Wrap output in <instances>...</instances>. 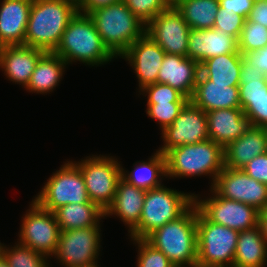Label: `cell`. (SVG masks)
<instances>
[{"label": "cell", "mask_w": 267, "mask_h": 267, "mask_svg": "<svg viewBox=\"0 0 267 267\" xmlns=\"http://www.w3.org/2000/svg\"><path fill=\"white\" fill-rule=\"evenodd\" d=\"M239 97H258L267 93L266 74L243 58L241 62Z\"/></svg>", "instance_id": "cell-32"}, {"label": "cell", "mask_w": 267, "mask_h": 267, "mask_svg": "<svg viewBox=\"0 0 267 267\" xmlns=\"http://www.w3.org/2000/svg\"><path fill=\"white\" fill-rule=\"evenodd\" d=\"M262 236L267 242V203L259 210V223H258Z\"/></svg>", "instance_id": "cell-45"}, {"label": "cell", "mask_w": 267, "mask_h": 267, "mask_svg": "<svg viewBox=\"0 0 267 267\" xmlns=\"http://www.w3.org/2000/svg\"><path fill=\"white\" fill-rule=\"evenodd\" d=\"M189 100L204 112L226 108H241L238 86L215 84L201 72Z\"/></svg>", "instance_id": "cell-23"}, {"label": "cell", "mask_w": 267, "mask_h": 267, "mask_svg": "<svg viewBox=\"0 0 267 267\" xmlns=\"http://www.w3.org/2000/svg\"><path fill=\"white\" fill-rule=\"evenodd\" d=\"M267 242L258 226L239 232L233 267H265Z\"/></svg>", "instance_id": "cell-26"}, {"label": "cell", "mask_w": 267, "mask_h": 267, "mask_svg": "<svg viewBox=\"0 0 267 267\" xmlns=\"http://www.w3.org/2000/svg\"><path fill=\"white\" fill-rule=\"evenodd\" d=\"M175 267H197V266H175Z\"/></svg>", "instance_id": "cell-50"}, {"label": "cell", "mask_w": 267, "mask_h": 267, "mask_svg": "<svg viewBox=\"0 0 267 267\" xmlns=\"http://www.w3.org/2000/svg\"><path fill=\"white\" fill-rule=\"evenodd\" d=\"M45 183L42 190L34 197L45 210L54 212L69 203H92L81 171L73 161H66Z\"/></svg>", "instance_id": "cell-9"}, {"label": "cell", "mask_w": 267, "mask_h": 267, "mask_svg": "<svg viewBox=\"0 0 267 267\" xmlns=\"http://www.w3.org/2000/svg\"><path fill=\"white\" fill-rule=\"evenodd\" d=\"M265 46H267V27L246 19L238 39L239 52L244 54Z\"/></svg>", "instance_id": "cell-33"}, {"label": "cell", "mask_w": 267, "mask_h": 267, "mask_svg": "<svg viewBox=\"0 0 267 267\" xmlns=\"http://www.w3.org/2000/svg\"><path fill=\"white\" fill-rule=\"evenodd\" d=\"M33 0H1L0 41L4 46L24 45Z\"/></svg>", "instance_id": "cell-21"}, {"label": "cell", "mask_w": 267, "mask_h": 267, "mask_svg": "<svg viewBox=\"0 0 267 267\" xmlns=\"http://www.w3.org/2000/svg\"><path fill=\"white\" fill-rule=\"evenodd\" d=\"M239 231L209 221L197 208V267H233Z\"/></svg>", "instance_id": "cell-7"}, {"label": "cell", "mask_w": 267, "mask_h": 267, "mask_svg": "<svg viewBox=\"0 0 267 267\" xmlns=\"http://www.w3.org/2000/svg\"><path fill=\"white\" fill-rule=\"evenodd\" d=\"M61 231L100 226L105 212L95 203H69L54 212Z\"/></svg>", "instance_id": "cell-28"}, {"label": "cell", "mask_w": 267, "mask_h": 267, "mask_svg": "<svg viewBox=\"0 0 267 267\" xmlns=\"http://www.w3.org/2000/svg\"><path fill=\"white\" fill-rule=\"evenodd\" d=\"M135 16L146 26L172 5L171 0H122Z\"/></svg>", "instance_id": "cell-34"}, {"label": "cell", "mask_w": 267, "mask_h": 267, "mask_svg": "<svg viewBox=\"0 0 267 267\" xmlns=\"http://www.w3.org/2000/svg\"><path fill=\"white\" fill-rule=\"evenodd\" d=\"M165 54V51L145 33L120 56L134 69L139 82V91L157 83L158 72Z\"/></svg>", "instance_id": "cell-16"}, {"label": "cell", "mask_w": 267, "mask_h": 267, "mask_svg": "<svg viewBox=\"0 0 267 267\" xmlns=\"http://www.w3.org/2000/svg\"><path fill=\"white\" fill-rule=\"evenodd\" d=\"M266 152L265 128L251 125L242 136L224 148V164L227 168L242 169L254 157Z\"/></svg>", "instance_id": "cell-24"}, {"label": "cell", "mask_w": 267, "mask_h": 267, "mask_svg": "<svg viewBox=\"0 0 267 267\" xmlns=\"http://www.w3.org/2000/svg\"><path fill=\"white\" fill-rule=\"evenodd\" d=\"M190 29H212L219 10V0H174Z\"/></svg>", "instance_id": "cell-30"}, {"label": "cell", "mask_w": 267, "mask_h": 267, "mask_svg": "<svg viewBox=\"0 0 267 267\" xmlns=\"http://www.w3.org/2000/svg\"><path fill=\"white\" fill-rule=\"evenodd\" d=\"M73 162L81 171L90 201L105 212L114 201L122 165L117 158L103 155Z\"/></svg>", "instance_id": "cell-8"}, {"label": "cell", "mask_w": 267, "mask_h": 267, "mask_svg": "<svg viewBox=\"0 0 267 267\" xmlns=\"http://www.w3.org/2000/svg\"><path fill=\"white\" fill-rule=\"evenodd\" d=\"M244 22L245 19L242 16L235 14L232 10H226L219 6L213 28L239 39Z\"/></svg>", "instance_id": "cell-39"}, {"label": "cell", "mask_w": 267, "mask_h": 267, "mask_svg": "<svg viewBox=\"0 0 267 267\" xmlns=\"http://www.w3.org/2000/svg\"><path fill=\"white\" fill-rule=\"evenodd\" d=\"M54 53L68 65L79 61L91 67L116 58L103 43L89 15L79 12L69 21Z\"/></svg>", "instance_id": "cell-2"}, {"label": "cell", "mask_w": 267, "mask_h": 267, "mask_svg": "<svg viewBox=\"0 0 267 267\" xmlns=\"http://www.w3.org/2000/svg\"><path fill=\"white\" fill-rule=\"evenodd\" d=\"M133 167L130 172L121 167V178L129 184L145 191L163 185L162 179L166 178V157L158 150L148 161H138Z\"/></svg>", "instance_id": "cell-27"}, {"label": "cell", "mask_w": 267, "mask_h": 267, "mask_svg": "<svg viewBox=\"0 0 267 267\" xmlns=\"http://www.w3.org/2000/svg\"><path fill=\"white\" fill-rule=\"evenodd\" d=\"M194 204V193H184L162 185L146 191L138 227L129 235L145 239L154 230L175 221Z\"/></svg>", "instance_id": "cell-6"}, {"label": "cell", "mask_w": 267, "mask_h": 267, "mask_svg": "<svg viewBox=\"0 0 267 267\" xmlns=\"http://www.w3.org/2000/svg\"><path fill=\"white\" fill-rule=\"evenodd\" d=\"M252 0H219V6L226 10H232L235 14L242 16L245 20L248 18L253 8Z\"/></svg>", "instance_id": "cell-41"}, {"label": "cell", "mask_w": 267, "mask_h": 267, "mask_svg": "<svg viewBox=\"0 0 267 267\" xmlns=\"http://www.w3.org/2000/svg\"><path fill=\"white\" fill-rule=\"evenodd\" d=\"M83 267H99V265H98V262H97V263H95V264H93V265L83 266Z\"/></svg>", "instance_id": "cell-49"}, {"label": "cell", "mask_w": 267, "mask_h": 267, "mask_svg": "<svg viewBox=\"0 0 267 267\" xmlns=\"http://www.w3.org/2000/svg\"><path fill=\"white\" fill-rule=\"evenodd\" d=\"M44 53L41 49L25 45L5 46L0 55V70L4 71L8 80L25 88Z\"/></svg>", "instance_id": "cell-20"}, {"label": "cell", "mask_w": 267, "mask_h": 267, "mask_svg": "<svg viewBox=\"0 0 267 267\" xmlns=\"http://www.w3.org/2000/svg\"><path fill=\"white\" fill-rule=\"evenodd\" d=\"M131 241L138 247L137 267H175L162 251L154 248L145 239L131 238Z\"/></svg>", "instance_id": "cell-35"}, {"label": "cell", "mask_w": 267, "mask_h": 267, "mask_svg": "<svg viewBox=\"0 0 267 267\" xmlns=\"http://www.w3.org/2000/svg\"><path fill=\"white\" fill-rule=\"evenodd\" d=\"M187 102L147 103L146 114L158 122L163 131L172 125Z\"/></svg>", "instance_id": "cell-36"}, {"label": "cell", "mask_w": 267, "mask_h": 267, "mask_svg": "<svg viewBox=\"0 0 267 267\" xmlns=\"http://www.w3.org/2000/svg\"><path fill=\"white\" fill-rule=\"evenodd\" d=\"M166 178L212 177L210 188L225 167L224 148L213 140L181 145L166 154Z\"/></svg>", "instance_id": "cell-4"}, {"label": "cell", "mask_w": 267, "mask_h": 267, "mask_svg": "<svg viewBox=\"0 0 267 267\" xmlns=\"http://www.w3.org/2000/svg\"><path fill=\"white\" fill-rule=\"evenodd\" d=\"M190 27L172 4L146 26L149 35L166 54L187 57Z\"/></svg>", "instance_id": "cell-14"}, {"label": "cell", "mask_w": 267, "mask_h": 267, "mask_svg": "<svg viewBox=\"0 0 267 267\" xmlns=\"http://www.w3.org/2000/svg\"><path fill=\"white\" fill-rule=\"evenodd\" d=\"M22 218L17 242L51 259L61 232L55 214L45 210L32 199L29 209Z\"/></svg>", "instance_id": "cell-10"}, {"label": "cell", "mask_w": 267, "mask_h": 267, "mask_svg": "<svg viewBox=\"0 0 267 267\" xmlns=\"http://www.w3.org/2000/svg\"><path fill=\"white\" fill-rule=\"evenodd\" d=\"M0 267H9L7 261L3 258L1 254H0Z\"/></svg>", "instance_id": "cell-46"}, {"label": "cell", "mask_w": 267, "mask_h": 267, "mask_svg": "<svg viewBox=\"0 0 267 267\" xmlns=\"http://www.w3.org/2000/svg\"><path fill=\"white\" fill-rule=\"evenodd\" d=\"M145 240L162 251L175 266L197 264V206L150 233Z\"/></svg>", "instance_id": "cell-3"}, {"label": "cell", "mask_w": 267, "mask_h": 267, "mask_svg": "<svg viewBox=\"0 0 267 267\" xmlns=\"http://www.w3.org/2000/svg\"><path fill=\"white\" fill-rule=\"evenodd\" d=\"M243 59L251 66H255L258 70L267 75V46L242 54Z\"/></svg>", "instance_id": "cell-42"}, {"label": "cell", "mask_w": 267, "mask_h": 267, "mask_svg": "<svg viewBox=\"0 0 267 267\" xmlns=\"http://www.w3.org/2000/svg\"><path fill=\"white\" fill-rule=\"evenodd\" d=\"M109 51L119 57L146 33V25L123 1L88 14Z\"/></svg>", "instance_id": "cell-5"}, {"label": "cell", "mask_w": 267, "mask_h": 267, "mask_svg": "<svg viewBox=\"0 0 267 267\" xmlns=\"http://www.w3.org/2000/svg\"><path fill=\"white\" fill-rule=\"evenodd\" d=\"M242 58L241 53L215 56L200 65V72L215 84L239 86Z\"/></svg>", "instance_id": "cell-29"}, {"label": "cell", "mask_w": 267, "mask_h": 267, "mask_svg": "<svg viewBox=\"0 0 267 267\" xmlns=\"http://www.w3.org/2000/svg\"><path fill=\"white\" fill-rule=\"evenodd\" d=\"M100 226H91L60 232L52 258L63 267H83L97 263L102 247Z\"/></svg>", "instance_id": "cell-11"}, {"label": "cell", "mask_w": 267, "mask_h": 267, "mask_svg": "<svg viewBox=\"0 0 267 267\" xmlns=\"http://www.w3.org/2000/svg\"><path fill=\"white\" fill-rule=\"evenodd\" d=\"M4 47H5L4 44L0 41V55H1Z\"/></svg>", "instance_id": "cell-48"}, {"label": "cell", "mask_w": 267, "mask_h": 267, "mask_svg": "<svg viewBox=\"0 0 267 267\" xmlns=\"http://www.w3.org/2000/svg\"><path fill=\"white\" fill-rule=\"evenodd\" d=\"M121 1L122 0H77L78 12L88 15L98 8L116 4Z\"/></svg>", "instance_id": "cell-43"}, {"label": "cell", "mask_w": 267, "mask_h": 267, "mask_svg": "<svg viewBox=\"0 0 267 267\" xmlns=\"http://www.w3.org/2000/svg\"><path fill=\"white\" fill-rule=\"evenodd\" d=\"M77 12V0H33L24 45L54 52Z\"/></svg>", "instance_id": "cell-1"}, {"label": "cell", "mask_w": 267, "mask_h": 267, "mask_svg": "<svg viewBox=\"0 0 267 267\" xmlns=\"http://www.w3.org/2000/svg\"><path fill=\"white\" fill-rule=\"evenodd\" d=\"M68 64L54 52H45L33 71L25 87L28 92L47 94L59 85Z\"/></svg>", "instance_id": "cell-25"}, {"label": "cell", "mask_w": 267, "mask_h": 267, "mask_svg": "<svg viewBox=\"0 0 267 267\" xmlns=\"http://www.w3.org/2000/svg\"><path fill=\"white\" fill-rule=\"evenodd\" d=\"M242 169L251 178L267 185V152L254 157Z\"/></svg>", "instance_id": "cell-40"}, {"label": "cell", "mask_w": 267, "mask_h": 267, "mask_svg": "<svg viewBox=\"0 0 267 267\" xmlns=\"http://www.w3.org/2000/svg\"><path fill=\"white\" fill-rule=\"evenodd\" d=\"M210 193L212 196L203 200L194 194V204L209 221L239 232L258 226L259 211L255 207L223 198L213 188Z\"/></svg>", "instance_id": "cell-12"}, {"label": "cell", "mask_w": 267, "mask_h": 267, "mask_svg": "<svg viewBox=\"0 0 267 267\" xmlns=\"http://www.w3.org/2000/svg\"><path fill=\"white\" fill-rule=\"evenodd\" d=\"M212 188L221 197L251 205L258 211L267 203V185L251 178L243 169L224 167Z\"/></svg>", "instance_id": "cell-15"}, {"label": "cell", "mask_w": 267, "mask_h": 267, "mask_svg": "<svg viewBox=\"0 0 267 267\" xmlns=\"http://www.w3.org/2000/svg\"><path fill=\"white\" fill-rule=\"evenodd\" d=\"M145 196V190L120 178L116 186L114 201L105 211V218L116 215L128 227V233L131 234L139 225Z\"/></svg>", "instance_id": "cell-22"}, {"label": "cell", "mask_w": 267, "mask_h": 267, "mask_svg": "<svg viewBox=\"0 0 267 267\" xmlns=\"http://www.w3.org/2000/svg\"><path fill=\"white\" fill-rule=\"evenodd\" d=\"M161 135L164 145L157 150L163 155L172 148L208 140L206 112L189 100L172 125L165 128Z\"/></svg>", "instance_id": "cell-13"}, {"label": "cell", "mask_w": 267, "mask_h": 267, "mask_svg": "<svg viewBox=\"0 0 267 267\" xmlns=\"http://www.w3.org/2000/svg\"><path fill=\"white\" fill-rule=\"evenodd\" d=\"M141 95L146 97L147 103H168V102H188L189 99L181 92L172 88L170 85L155 83L144 87L138 91ZM145 94V95H144Z\"/></svg>", "instance_id": "cell-38"}, {"label": "cell", "mask_w": 267, "mask_h": 267, "mask_svg": "<svg viewBox=\"0 0 267 267\" xmlns=\"http://www.w3.org/2000/svg\"><path fill=\"white\" fill-rule=\"evenodd\" d=\"M208 137L225 148L250 127V120L241 108H226L206 112Z\"/></svg>", "instance_id": "cell-19"}, {"label": "cell", "mask_w": 267, "mask_h": 267, "mask_svg": "<svg viewBox=\"0 0 267 267\" xmlns=\"http://www.w3.org/2000/svg\"><path fill=\"white\" fill-rule=\"evenodd\" d=\"M247 20L267 27V1L253 4Z\"/></svg>", "instance_id": "cell-44"}, {"label": "cell", "mask_w": 267, "mask_h": 267, "mask_svg": "<svg viewBox=\"0 0 267 267\" xmlns=\"http://www.w3.org/2000/svg\"><path fill=\"white\" fill-rule=\"evenodd\" d=\"M241 109L252 126L267 127V93L258 97H239Z\"/></svg>", "instance_id": "cell-37"}, {"label": "cell", "mask_w": 267, "mask_h": 267, "mask_svg": "<svg viewBox=\"0 0 267 267\" xmlns=\"http://www.w3.org/2000/svg\"><path fill=\"white\" fill-rule=\"evenodd\" d=\"M7 247L0 242V254L7 261L9 267H51L48 262V257L38 251L23 245Z\"/></svg>", "instance_id": "cell-31"}, {"label": "cell", "mask_w": 267, "mask_h": 267, "mask_svg": "<svg viewBox=\"0 0 267 267\" xmlns=\"http://www.w3.org/2000/svg\"><path fill=\"white\" fill-rule=\"evenodd\" d=\"M200 74V64L188 57L165 54L157 82L170 85L188 99L191 98Z\"/></svg>", "instance_id": "cell-18"}, {"label": "cell", "mask_w": 267, "mask_h": 267, "mask_svg": "<svg viewBox=\"0 0 267 267\" xmlns=\"http://www.w3.org/2000/svg\"><path fill=\"white\" fill-rule=\"evenodd\" d=\"M230 53H240L238 39L217 29H191L187 57L200 65L207 59Z\"/></svg>", "instance_id": "cell-17"}, {"label": "cell", "mask_w": 267, "mask_h": 267, "mask_svg": "<svg viewBox=\"0 0 267 267\" xmlns=\"http://www.w3.org/2000/svg\"><path fill=\"white\" fill-rule=\"evenodd\" d=\"M267 0H252L254 4L260 3V2H266Z\"/></svg>", "instance_id": "cell-47"}]
</instances>
